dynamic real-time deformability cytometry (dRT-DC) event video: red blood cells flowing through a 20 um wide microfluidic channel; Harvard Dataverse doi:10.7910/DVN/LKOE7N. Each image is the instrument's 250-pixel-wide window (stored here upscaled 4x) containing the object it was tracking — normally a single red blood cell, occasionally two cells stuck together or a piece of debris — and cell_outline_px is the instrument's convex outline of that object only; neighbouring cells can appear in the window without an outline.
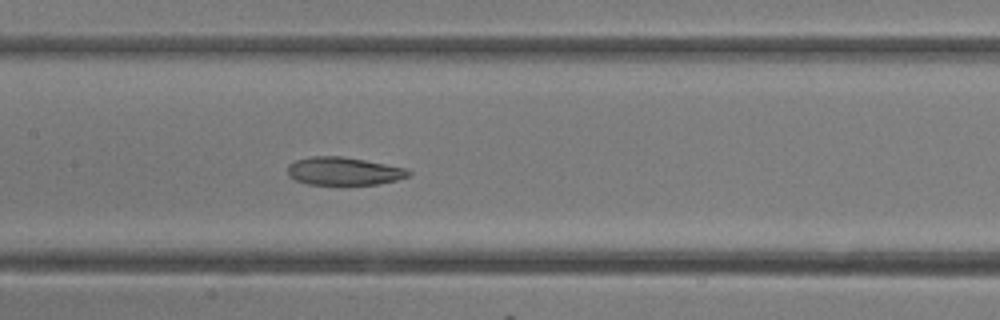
{"species": "common noctule bat (a hibernating species)", "species_latin": "Nyctalus noctula", "temperature_condition": "room temperature", "stored_images_in_passage": 17, "camera_frame_rate_fps": 3000, "um_per_image_px": 0.085, "animal": {"sex": "female"}, "frame": {"image": 1, "passage_image": 15, "time_ms": 4.667, "image_size_px": [1000, 320], "cell_outline_px": [[412, 172], [408, 176], [396, 180], [376, 184], [308, 184], [296, 180], [288, 176], [288, 164], [296, 160], [312, 156], [340, 156], [364, 160], [408, 168]], "centroid_in_image_um": [29.22, 14.54], "position_along_channel_um": 178.2, "area_um2": 19.59}}
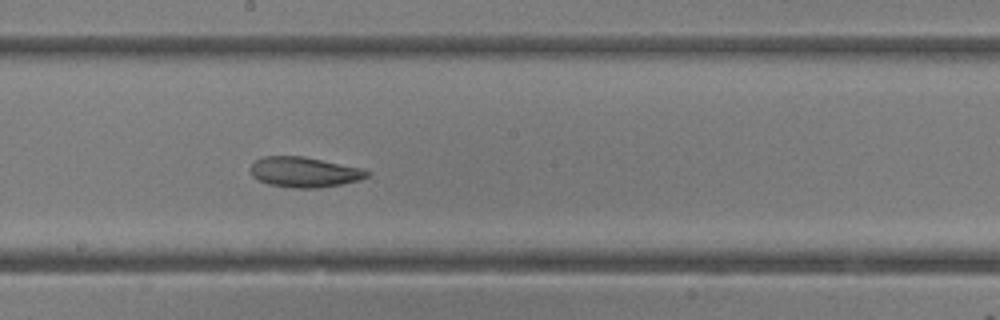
{"frame": {"image": 2, "passage_image": 17, "time_ms": 5.333, "image_size_px": [1000, 320], "cell_outline_px": [[372, 172], [368, 176], [360, 180], [340, 184], [316, 188], [292, 188], [268, 184], [252, 176], [248, 168], [256, 160], [264, 156], [304, 156], [360, 168]], "centroid_in_image_um": [25.84, 14.63], "position_along_channel_um": 222.4, "area_um2": 20.52}}